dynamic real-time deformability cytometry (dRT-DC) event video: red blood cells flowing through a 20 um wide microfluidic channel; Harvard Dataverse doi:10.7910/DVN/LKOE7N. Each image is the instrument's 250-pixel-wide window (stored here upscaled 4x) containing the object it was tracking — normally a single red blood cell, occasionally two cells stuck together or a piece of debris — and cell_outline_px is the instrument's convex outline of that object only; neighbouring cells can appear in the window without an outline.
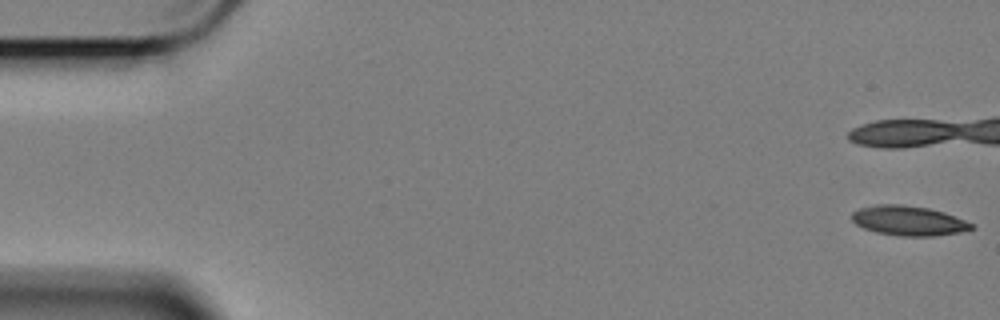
{"species": "Egyptian fruit bat (a non-hibernating species)", "species_latin": "Rousettus aegyptiacus", "temperature_condition": "cold", "stored_images_in_passage": 18, "camera_frame_rate_fps": 3000, "um_per_image_px": 0.085, "animal": {"sex": "female"}, "frame": {"image": 1, "passage_image": 1, "time_ms": 0.0, "image_size_px": [1000, 320], "cell_outline_px": [[976, 228], [960, 232], [932, 236], [900, 236], [876, 232], [864, 228], [856, 224], [852, 220], [852, 212], [860, 208], [876, 204], [900, 204], [928, 208], [944, 212], [976, 224]], "centroid_in_image_um": [77.26, 18.76], "position_along_channel_um": 7.7, "area_um2": 20.81}}